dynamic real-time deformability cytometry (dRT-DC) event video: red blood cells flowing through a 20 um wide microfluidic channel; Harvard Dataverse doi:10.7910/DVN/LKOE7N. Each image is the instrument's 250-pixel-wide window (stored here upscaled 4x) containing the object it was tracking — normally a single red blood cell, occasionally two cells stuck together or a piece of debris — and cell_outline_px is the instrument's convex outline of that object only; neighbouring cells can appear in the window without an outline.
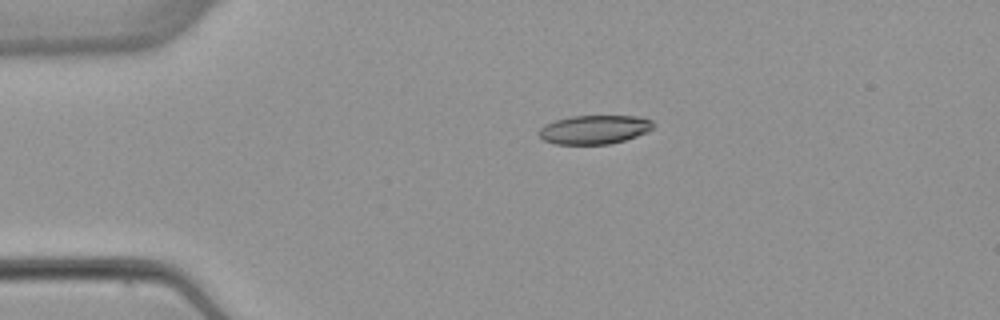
{"species": "common noctule bat (a hibernating species)", "species_latin": "Nyctalus noctula", "temperature_condition": "warm", "stored_images_in_passage": 6, "camera_frame_rate_fps": 3000, "um_per_image_px": 0.085, "animal": {"sex": "female", "body_mass_g": 22.7, "forearm_length_mm": 54.2}, "frame": {"image": 1, "passage_image": 2, "time_ms": 1.333, "image_size_px": [1000, 320], "cell_outline_px": [[656, 124], [648, 132], [624, 140], [608, 144], [556, 144], [544, 140], [540, 136], [540, 128], [544, 124], [556, 120], [572, 116], [636, 116], [652, 120]], "centroid_in_image_um": [50.55, 11.01], "position_along_channel_um": 34.5, "area_um2": 19.13}}
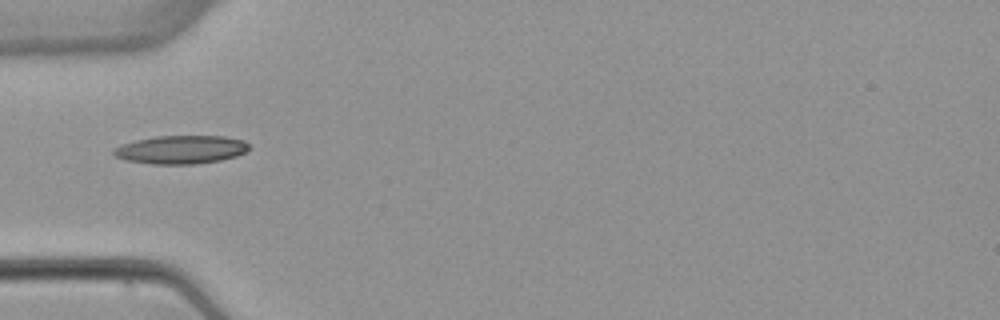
{"frame": {"image": 2, "passage_image": 3, "time_ms": 3.333, "image_size_px": [1000, 320], "cell_outline_px": [[248, 148], [244, 152], [236, 156], [220, 160], [196, 164], [152, 164], [128, 160], [112, 156], [112, 148], [120, 144], [136, 140], [156, 136], [224, 136], [244, 140], [248, 144]], "centroid_in_image_um": [15.33, 12.71], "position_along_channel_um": 69.7, "area_um2": 22.43}}